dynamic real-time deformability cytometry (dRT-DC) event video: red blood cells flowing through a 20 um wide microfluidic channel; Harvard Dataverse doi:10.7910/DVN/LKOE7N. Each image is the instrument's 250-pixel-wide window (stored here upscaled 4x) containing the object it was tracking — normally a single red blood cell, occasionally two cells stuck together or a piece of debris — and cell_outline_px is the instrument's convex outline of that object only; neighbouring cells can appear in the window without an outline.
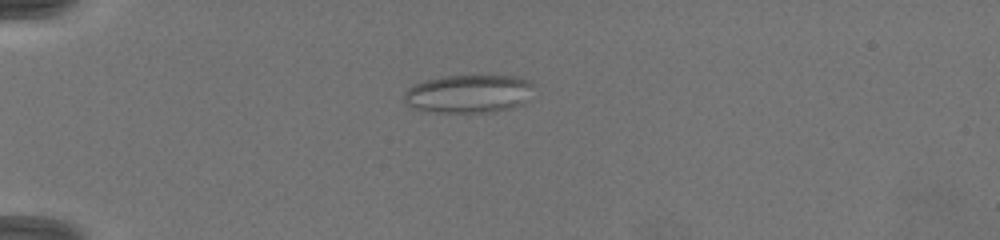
{"species": "common noctule bat (a hibernating species)", "species_latin": "Nyctalus noctula", "temperature_condition": "warm", "stored_images_in_passage": 15, "camera_frame_rate_fps": 3000, "um_per_image_px": 0.085, "animal": {"sex": "female", "body_mass_g": 19.5, "forearm_length_mm": 54.1}, "frame": {"image": 1, "passage_image": 6, "time_ms": 4.667, "image_size_px": [1000, 240], "cell_outline_px": [[532, 84], [524, 104], [512, 108], [496, 112], [436, 112], [412, 108], [404, 100], [404, 92], [412, 84], [444, 76], [516, 76], [528, 80]], "centroid_in_image_um": [39.81, 7.98], "position_along_channel_um": 45.2, "area_um2": 28.73}}
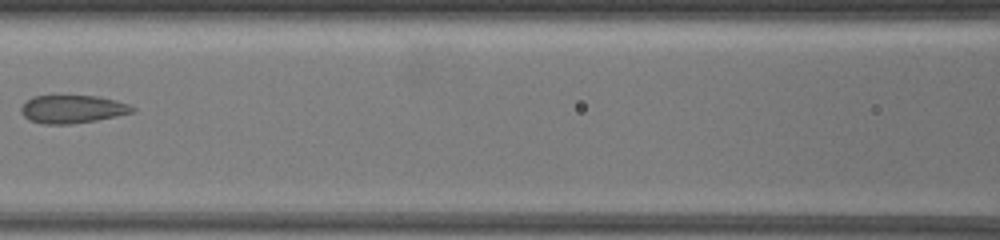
{"frame": {"image": 2, "passage_image": 10, "time_ms": 8.333, "image_size_px": [1000, 240], "cell_outline_px": [[136, 108], [132, 112], [116, 116], [96, 120], [68, 124], [44, 124], [28, 120], [20, 112], [20, 108], [32, 96], [96, 96], [128, 104]], "centroid_in_image_um": [6.11, 9.28], "position_along_channel_um": 160.5, "area_um2": 17.92}}
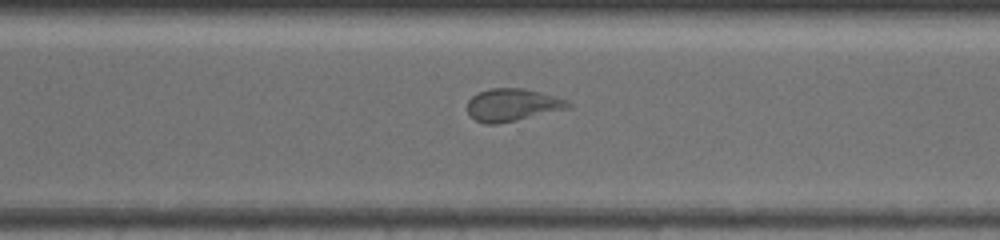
{"frame": {"image": 3, "passage_image": 15, "time_ms": 12.333, "image_size_px": [1000, 240], "cell_outline_px": [[572, 104], [568, 108], [516, 120], [496, 124], [484, 124], [476, 120], [468, 112], [468, 100], [472, 96], [488, 88], [520, 88], [540, 92], [568, 100]], "centroid_in_image_um": [43.54, 8.91], "position_along_channel_um": 327.1, "area_um2": 18.84}}